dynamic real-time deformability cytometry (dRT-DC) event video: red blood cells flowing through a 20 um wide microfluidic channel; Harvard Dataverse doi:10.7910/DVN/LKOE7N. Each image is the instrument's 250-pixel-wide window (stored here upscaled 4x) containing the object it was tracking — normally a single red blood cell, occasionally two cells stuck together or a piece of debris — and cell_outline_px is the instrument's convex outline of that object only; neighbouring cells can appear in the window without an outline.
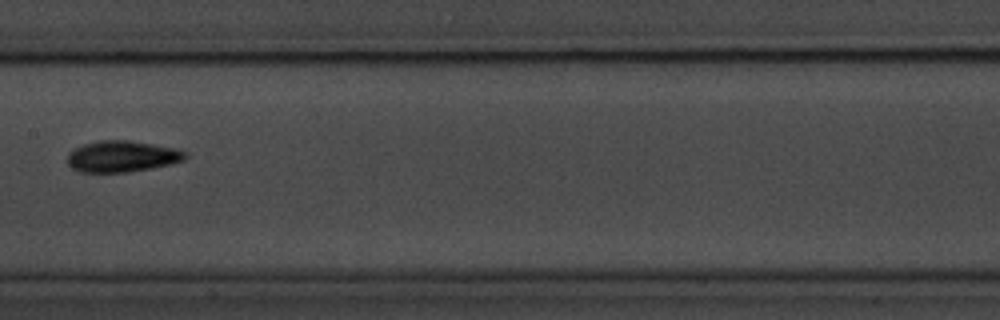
{"species": "common noctule bat (a hibernating species)", "species_latin": "Nyctalus noctula", "temperature_condition": "room temperature", "stored_images_in_passage": 14, "camera_frame_rate_fps": 3000, "um_per_image_px": 0.085, "animal": {"sex": "male", "body_mass_g": 20.1, "forearm_length_mm": 53.5}, "frame": {"image": 1, "passage_image": 7, "time_ms": 8.0, "image_size_px": [1000, 320], "cell_outline_px": [[188, 156], [184, 160], [172, 164], [152, 168], [128, 172], [80, 172], [72, 168], [68, 164], [68, 152], [72, 148], [84, 144], [100, 140], [128, 140], [172, 148], [184, 152]], "centroid_in_image_um": [10.33, 13.3], "position_along_channel_um": 197.1, "area_um2": 21.39}}
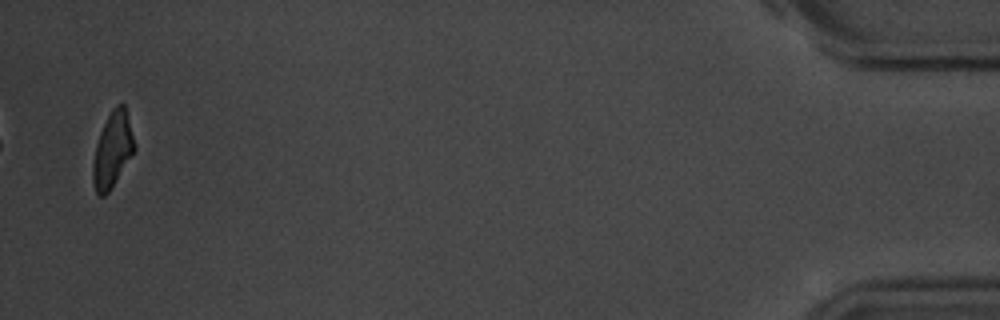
{"frame": {"image": 2, "passage_image": 14, "time_ms": 16.667, "image_size_px": [1000, 320], "cell_outline_px": [[136, 148], [108, 192], [104, 196], [100, 196], [96, 192], [92, 180], [92, 164], [96, 144], [100, 132], [112, 108], [116, 104], [124, 104]], "centroid_in_image_um": [9.54, 12.74], "position_along_channel_um": 425.7, "area_um2": 17.8}, "authors_computed_cell_mechanics": {"area_um2": 20.3167, "velocity_mm_per_s": 3.6466, "shape_relaxation_time_tau1_ms": 5.5938, "shape_relaxation_time_tau2_ms": 7.9634, "deformation_change_tau1": 0.1496, "deformation_change_tau2": 0.151}}